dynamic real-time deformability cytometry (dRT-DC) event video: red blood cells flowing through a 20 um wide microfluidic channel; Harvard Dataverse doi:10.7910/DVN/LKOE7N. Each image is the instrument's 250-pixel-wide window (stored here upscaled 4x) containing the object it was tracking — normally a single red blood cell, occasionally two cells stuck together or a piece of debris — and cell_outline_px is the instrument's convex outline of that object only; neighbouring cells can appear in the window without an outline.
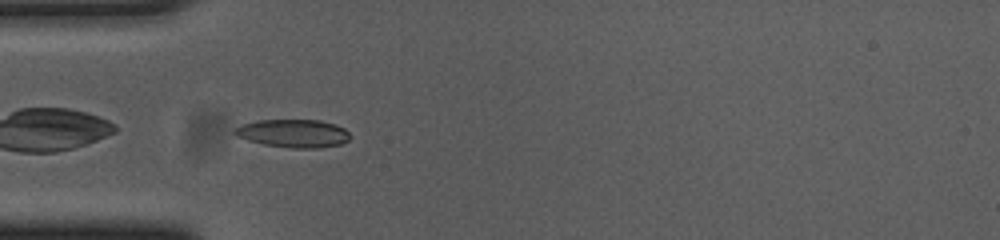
{"species": "common noctule bat (a hibernating species)", "species_latin": "Nyctalus noctula", "temperature_condition": "cold", "stored_images_in_passage": 8, "camera_frame_rate_fps": 3000, "um_per_image_px": 0.085, "animal": {"sex": "female", "body_mass_g": 23.0, "forearm_length_mm": 53.4}, "frame": {"image": 1, "passage_image": 2, "time_ms": 0.333, "image_size_px": [1000, 240], "cell_outline_px": [[352, 136], [348, 140], [340, 144], [316, 148], [292, 148], [264, 144], [248, 140], [236, 136], [232, 132], [236, 128], [244, 124], [256, 120], [320, 120], [336, 124], [344, 128]], "centroid_in_image_um": [24.95, 11.33], "position_along_channel_um": 60.0, "area_um2": 18.84}}